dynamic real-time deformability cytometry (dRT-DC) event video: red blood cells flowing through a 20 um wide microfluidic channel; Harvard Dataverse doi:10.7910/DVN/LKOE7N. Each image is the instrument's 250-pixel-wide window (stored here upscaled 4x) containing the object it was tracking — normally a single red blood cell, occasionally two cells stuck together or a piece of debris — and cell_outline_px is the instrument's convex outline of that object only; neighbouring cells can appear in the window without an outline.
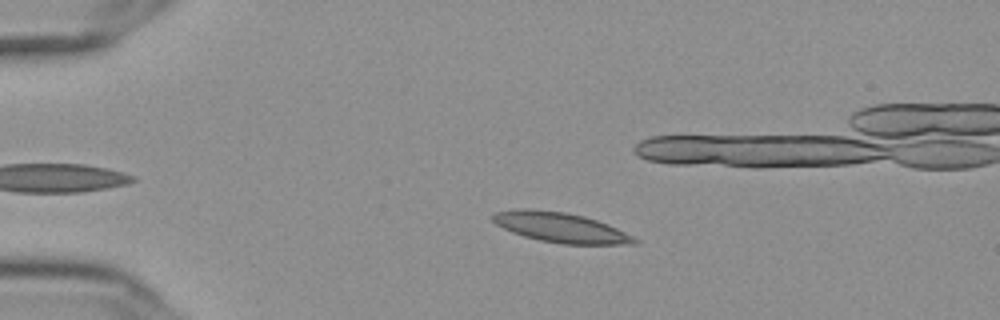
{"species": "Egyptian fruit bat (a non-hibernating species)", "species_latin": "Rousettus aegyptiacus", "temperature_condition": "cold", "stored_images_in_passage": 58, "camera_frame_rate_fps": 3000, "um_per_image_px": 0.085, "frame": {"image": 1, "passage_image": 13, "time_ms": 4.0, "image_size_px": [1000, 320], "cell_outline_px": [[640, 244], [564, 244], [540, 240], [524, 236], [512, 232], [496, 224], [492, 220], [492, 216], [496, 212], [516, 208], [528, 208], [564, 212], [584, 216], [608, 224], [640, 240]], "centroid_in_image_um": [47.65, 19.33], "position_along_channel_um": 37.3, "area_um2": 24.62}}
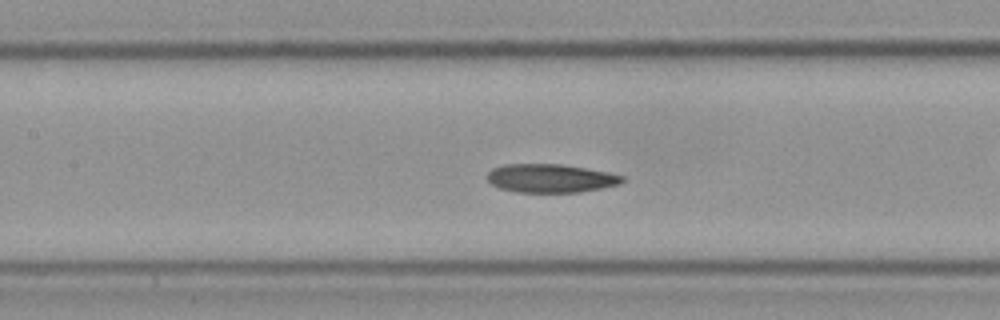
{"frame": {"image": 2, "passage_image": 27, "time_ms": 8.667, "image_size_px": [1000, 320], "cell_outline_px": [[624, 180], [620, 184], [580, 192], [516, 192], [500, 188], [492, 184], [488, 180], [488, 172], [492, 168], [504, 164], [560, 164], [608, 172], [624, 176]], "centroid_in_image_um": [46.79, 15.15], "position_along_channel_um": 160.6, "area_um2": 22.31}}
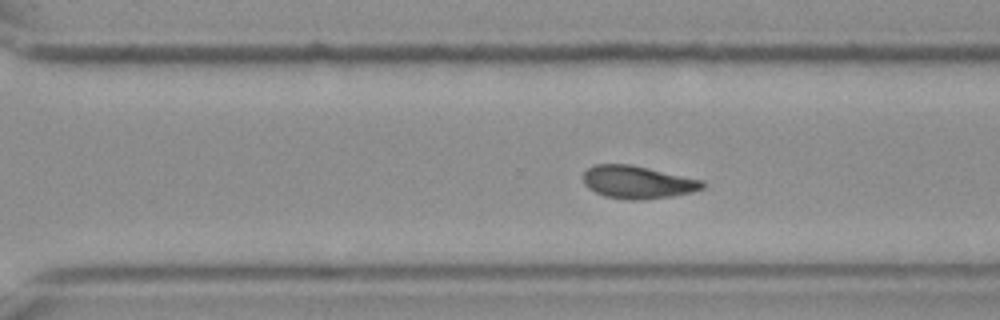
{"frame": {"image": 3, "passage_image": 40, "time_ms": 13.0, "image_size_px": [1000, 320], "cell_outline_px": [[704, 188], [692, 192], [672, 196], [640, 200], [632, 200], [604, 196], [588, 188], [584, 184], [584, 172], [588, 168], [596, 164], [632, 164], [704, 180]], "centroid_in_image_um": [54.21, 15.48], "position_along_channel_um": 316.4, "area_um2": 22.83}, "authors_computed_cell_mechanics": {"area_um2": 23.0044, "velocity_mm_per_s": 3.6055, "shape_relaxation_time_tau1_ms": null, "shape_relaxation_time_tau2_ms": 5.9627, "deformation_change_tau1": null, "deformation_change_tau2": 0.1107}}